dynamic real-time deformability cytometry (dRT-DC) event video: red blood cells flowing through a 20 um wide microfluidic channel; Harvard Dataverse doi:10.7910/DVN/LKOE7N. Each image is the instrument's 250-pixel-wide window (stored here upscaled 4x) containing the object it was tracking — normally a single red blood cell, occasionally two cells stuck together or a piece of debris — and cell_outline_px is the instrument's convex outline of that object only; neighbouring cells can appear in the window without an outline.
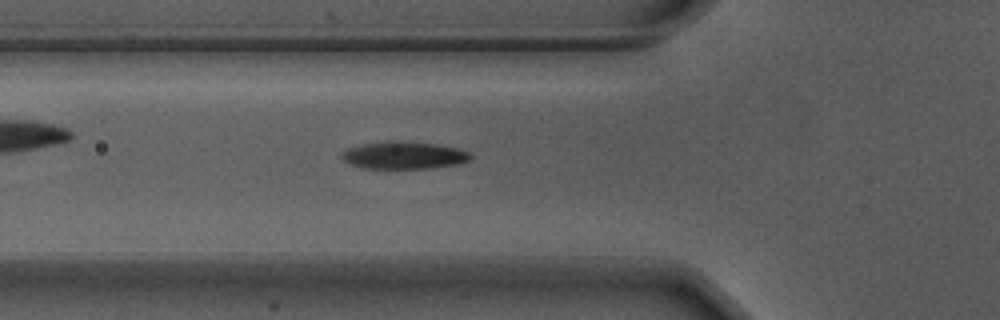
{"species": "Egyptian fruit bat (a non-hibernating species)", "species_latin": "Rousettus aegyptiacus", "temperature_condition": "warm", "stored_images_in_passage": 43, "camera_frame_rate_fps": 3000, "um_per_image_px": 0.085, "animal": {"sex": "male"}, "frame": {"image": 1, "passage_image": 9, "time_ms": 2.667, "image_size_px": [1000, 320], "cell_outline_px": [[472, 160], [460, 164], [432, 168], [360, 168], [348, 164], [340, 156], [340, 152], [348, 148], [360, 144], [392, 140], [436, 144], [460, 148], [468, 152], [472, 156]], "centroid_in_image_um": [34.32, 13.2], "position_along_channel_um": 91.5, "area_um2": 20.92}}
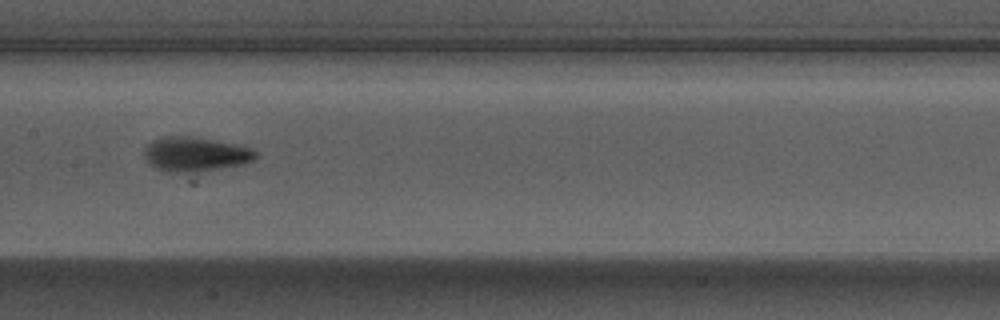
{"frame": {"image": 2, "passage_image": 17, "time_ms": 5.333, "image_size_px": [1000, 320], "cell_outline_px": [[256, 156], [252, 160], [244, 164], [200, 172], [168, 172], [156, 168], [144, 156], [144, 148], [152, 140], [164, 136], [188, 136], [236, 144], [248, 148], [256, 152]], "centroid_in_image_um": [16.58, 13.11], "position_along_channel_um": 190.8, "area_um2": 22.14}}
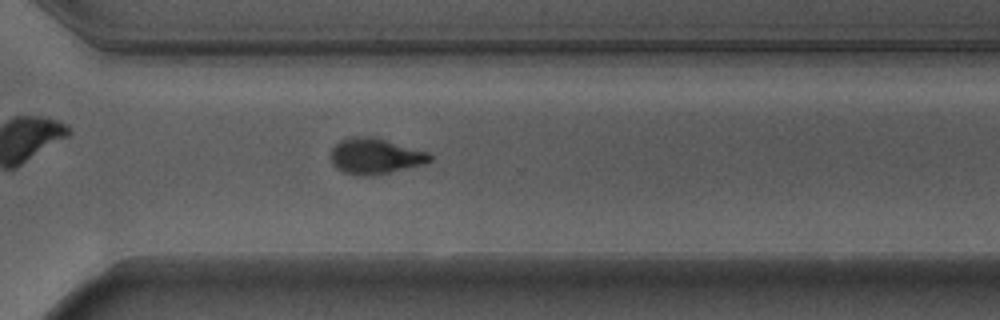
{"frame": {"image": 3, "passage_image": 29, "time_ms": 9.333, "image_size_px": [1000, 320], "cell_outline_px": [[432, 160], [428, 164], [388, 172], [364, 176], [344, 172], [336, 168], [332, 164], [332, 148], [340, 140], [352, 136], [372, 136], [428, 152], [432, 156]], "centroid_in_image_um": [31.91, 13.26], "position_along_channel_um": 338.7, "area_um2": 20.52}}